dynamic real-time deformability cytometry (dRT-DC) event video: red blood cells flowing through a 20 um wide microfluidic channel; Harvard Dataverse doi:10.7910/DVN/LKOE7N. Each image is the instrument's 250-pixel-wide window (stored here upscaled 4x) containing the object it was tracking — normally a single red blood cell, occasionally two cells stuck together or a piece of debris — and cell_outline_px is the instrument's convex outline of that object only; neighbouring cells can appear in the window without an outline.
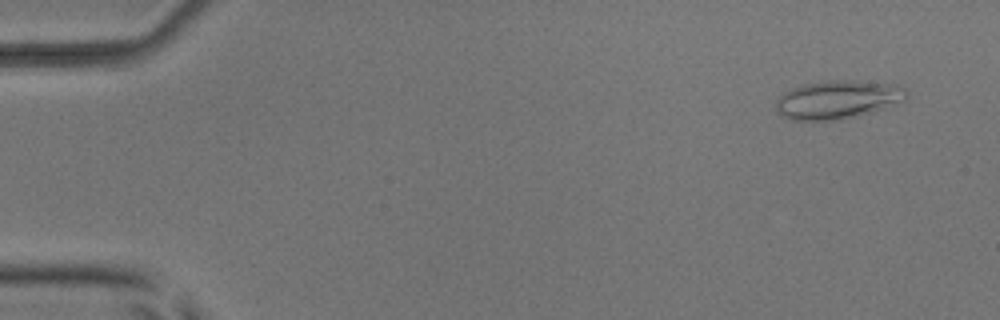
{"species": "common noctule bat (a hibernating species)", "species_latin": "Nyctalus noctula", "temperature_condition": "room temperature", "stored_images_in_passage": 4, "camera_frame_rate_fps": 3000, "um_per_image_px": 0.085, "animal": {"sex": "male", "body_mass_g": 17.9, "forearm_length_mm": 54.2}, "frame": {"image": 1, "passage_image": 1, "time_ms": 0.0, "image_size_px": [1000, 320], "cell_outline_px": [[908, 96], [904, 100], [856, 116], [840, 120], [792, 120], [780, 116], [776, 112], [776, 100], [784, 92], [792, 88], [804, 84], [824, 80], [856, 80], [896, 84], [904, 88], [908, 92]], "centroid_in_image_um": [71.15, 8.45], "position_along_channel_um": 13.8, "area_um2": 29.25}}